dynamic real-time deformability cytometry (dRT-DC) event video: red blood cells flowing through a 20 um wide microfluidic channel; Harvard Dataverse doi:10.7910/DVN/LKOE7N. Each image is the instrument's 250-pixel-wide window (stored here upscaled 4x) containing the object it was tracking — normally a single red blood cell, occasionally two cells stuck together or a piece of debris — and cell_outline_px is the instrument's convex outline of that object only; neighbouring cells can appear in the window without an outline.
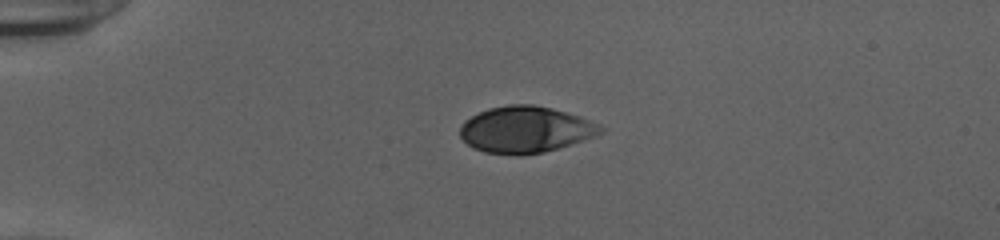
{"species": "human", "species_latin": "Homo sapiens", "temperature_condition": "cold", "stored_images_in_passage": 41, "camera_frame_rate_fps": 3000, "um_per_image_px": 0.085, "donor": {"sex": "female"}, "frame": {"image": 1, "passage_image": 1, "time_ms": 0.0, "image_size_px": [1000, 240], "cell_outline_px": [[604, 128], [600, 132], [592, 136], [544, 152], [520, 156], [484, 152], [472, 148], [460, 136], [460, 128], [464, 120], [488, 108], [508, 104], [532, 104], [552, 108], [588, 120]], "centroid_in_image_um": [44.57, 11.01], "position_along_channel_um": 40.4, "area_um2": 37.51}}
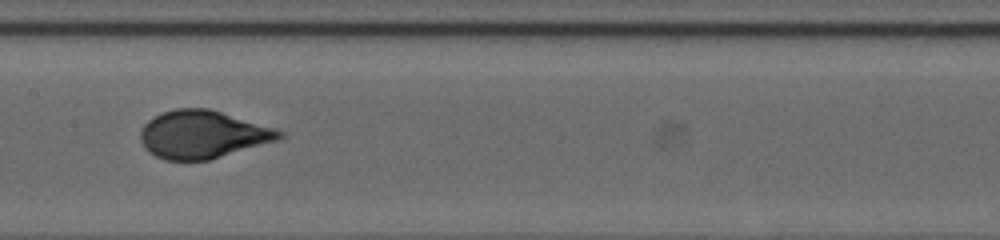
{"frame": {"image": 2, "passage_image": 16, "time_ms": 5.0, "image_size_px": [1000, 240], "cell_outline_px": [[288, 136], [280, 140], [208, 160], [164, 160], [148, 152], [144, 148], [140, 140], [140, 132], [144, 124], [152, 116], [160, 112], [176, 108], [208, 108], [276, 128], [288, 132]], "centroid_in_image_um": [17.26, 11.42], "position_along_channel_um": 190.1, "area_um2": 39.25}}
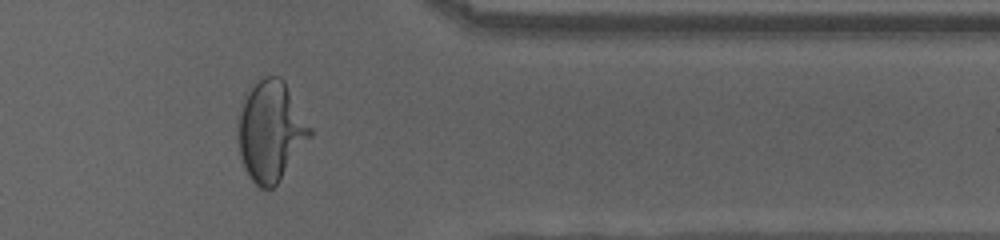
{"frame": {"image": 3, "passage_image": 32, "time_ms": 10.333, "image_size_px": [1000, 240], "cell_outline_px": [[312, 136], [276, 184], [272, 188], [260, 188], [252, 180], [244, 168], [240, 156], [236, 132], [236, 116], [252, 88], [264, 76], [280, 76], [284, 80], [312, 128]], "centroid_in_image_um": [23.0, 11.15], "position_along_channel_um": 388.4, "area_um2": 41.85}, "authors_computed_cell_mechanics": {"area_um2": 39.015, "velocity_mm_per_s": 3.8856, "shape_relaxation_time_tau1_ms": 4.1444, "shape_relaxation_time_tau2_ms": null, "deformation_change_tau1": 0.2029, "deformation_change_tau2": null}}